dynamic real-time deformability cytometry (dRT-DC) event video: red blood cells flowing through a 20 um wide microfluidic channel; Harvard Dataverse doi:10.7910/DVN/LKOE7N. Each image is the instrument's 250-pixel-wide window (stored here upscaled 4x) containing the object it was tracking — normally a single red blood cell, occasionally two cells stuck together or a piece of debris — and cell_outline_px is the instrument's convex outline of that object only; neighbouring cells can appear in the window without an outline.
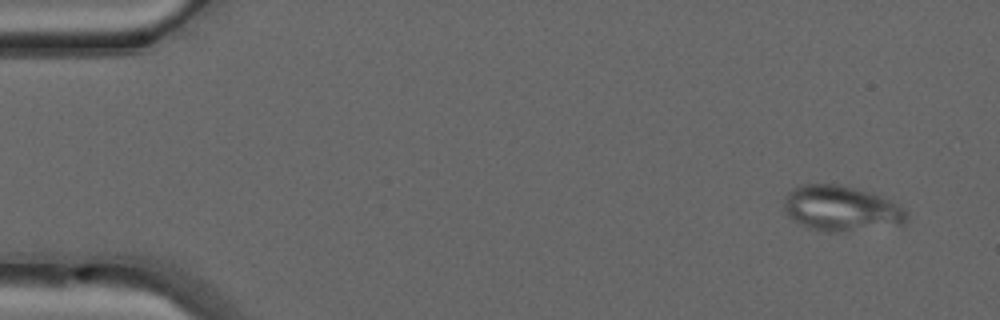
{"species": "common noctule bat (a hibernating species)", "species_latin": "Nyctalus noctula", "temperature_condition": "warm", "stored_images_in_passage": 49, "camera_frame_rate_fps": 3000, "um_per_image_px": 0.085, "animal": {"sex": "male", "forearm_length_mm": 52.5}, "frame": {"image": 1, "passage_image": 3, "time_ms": 0.667, "image_size_px": [1000, 320], "cell_outline_px": [[908, 220], [904, 224], [840, 232], [824, 232], [808, 228], [792, 220], [788, 216], [784, 208], [784, 200], [788, 192], [792, 188], [800, 184], [840, 184], [872, 192], [904, 208], [908, 212]], "centroid_in_image_um": [71.48, 17.72], "position_along_channel_um": 13.5, "area_um2": 32.71}}
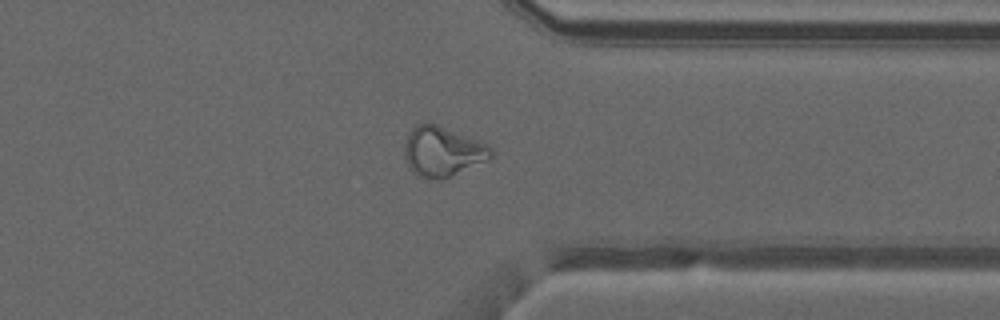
{"frame": {"image": 2, "passage_image": 38, "time_ms": 12.333, "image_size_px": [1000, 320], "cell_outline_px": [[492, 156], [444, 180], [428, 180], [416, 176], [408, 168], [404, 152], [404, 144], [412, 128], [416, 124], [436, 124], [488, 144], [492, 148]], "centroid_in_image_um": [37.57, 12.91], "position_along_channel_um": 373.8, "area_um2": 25.09}}
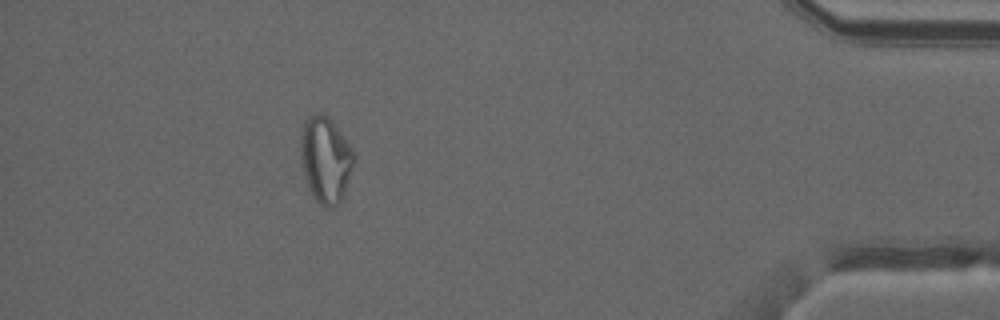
{"frame": {"image": 3, "passage_image": 44, "time_ms": 14.333, "image_size_px": [1000, 320], "cell_outline_px": [[356, 156], [344, 196], [340, 204], [332, 208], [324, 208], [316, 200], [308, 184], [304, 172], [300, 156], [300, 132], [304, 120], [308, 116], [320, 112], [328, 116], [332, 120], [356, 152]], "centroid_in_image_um": [27.69, 13.54], "position_along_channel_um": 407.5, "area_um2": 27.22}}